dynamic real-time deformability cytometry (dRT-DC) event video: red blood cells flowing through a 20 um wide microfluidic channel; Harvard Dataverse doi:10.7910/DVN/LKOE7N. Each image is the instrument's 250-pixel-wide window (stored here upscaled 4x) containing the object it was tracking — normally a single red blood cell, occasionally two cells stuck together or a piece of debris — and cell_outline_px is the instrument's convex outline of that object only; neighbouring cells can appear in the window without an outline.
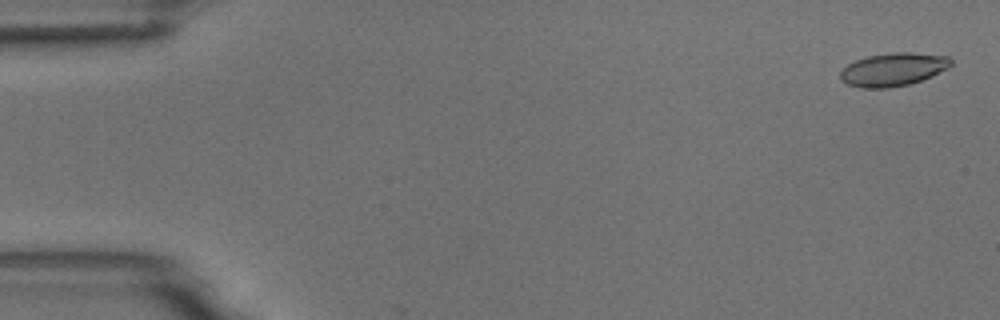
{"species": "common noctule bat (a hibernating species)", "species_latin": "Nyctalus noctula", "temperature_condition": "room temperature", "stored_images_in_passage": 4, "camera_frame_rate_fps": 3000, "um_per_image_px": 0.085, "animal": {"sex": "male", "body_mass_g": 18.8}, "frame": {"image": 1, "passage_image": 1, "time_ms": 0.0, "image_size_px": [1000, 320], "cell_outline_px": [[952, 64], [948, 68], [932, 76], [908, 84], [888, 88], [860, 88], [848, 84], [840, 80], [840, 72], [848, 64], [856, 60], [868, 56], [892, 52], [912, 52], [948, 56], [952, 60]], "centroid_in_image_um": [75.92, 5.9], "position_along_channel_um": 9.1, "area_um2": 21.39}}